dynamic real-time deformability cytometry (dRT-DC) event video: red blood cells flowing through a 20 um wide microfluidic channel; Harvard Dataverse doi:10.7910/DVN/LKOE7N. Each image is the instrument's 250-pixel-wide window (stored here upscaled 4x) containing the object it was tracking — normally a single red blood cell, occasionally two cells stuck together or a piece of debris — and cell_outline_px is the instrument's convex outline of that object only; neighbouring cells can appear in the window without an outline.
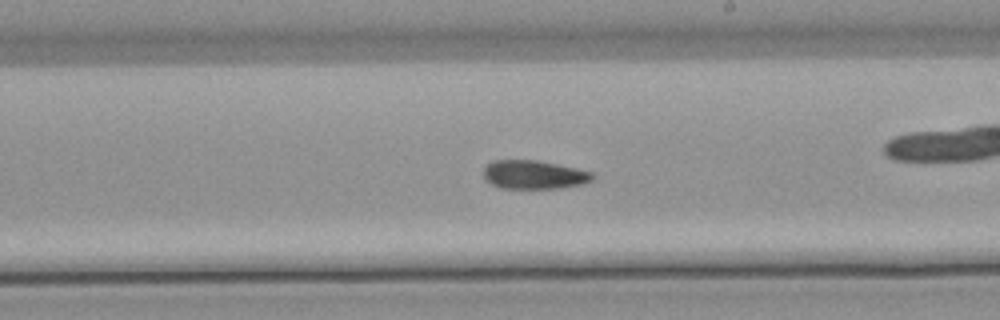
{"species": "common noctule bat (a hibernating species)", "species_latin": "Nyctalus noctula", "temperature_condition": "warm", "stored_images_in_passage": 54, "camera_frame_rate_fps": 3000, "um_per_image_px": 0.085, "animal": {"sex": "male", "body_mass_g": 21.5, "forearm_length_mm": 52.0}, "frame": {"image": 1, "passage_image": 31, "time_ms": 10.0, "image_size_px": [1000, 320], "cell_outline_px": [[596, 176], [592, 180], [584, 184], [560, 188], [500, 188], [492, 184], [484, 176], [484, 168], [488, 164], [496, 160], [536, 160], [576, 168], [592, 172]], "centroid_in_image_um": [45.43, 14.85], "position_along_channel_um": 243.6, "area_um2": 18.09}}
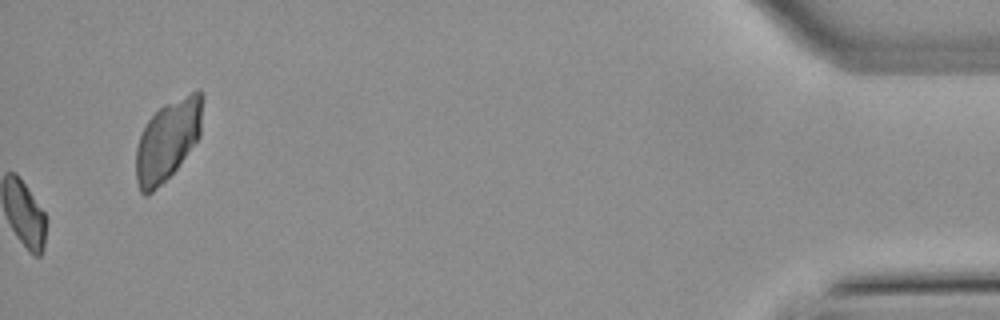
{"frame": {"image": 2, "passage_image": 54, "time_ms": 17.667, "image_size_px": [1000, 320], "cell_outline_px": [[204, 96], [200, 136], [176, 168], [148, 196], [144, 196], [140, 192], [136, 180], [136, 148], [140, 136], [148, 120], [164, 104], [196, 88], [200, 88]], "centroid_in_image_um": [14.28, 11.85], "position_along_channel_um": 420.9, "area_um2": 31.33}, "authors_computed_cell_mechanics": {"area_um2": 18.5538, "velocity_mm_per_s": 3.829, "shape_relaxation_time_tau1_ms": null, "shape_relaxation_time_tau2_ms": 8.0689, "deformation_change_tau1": null, "deformation_change_tau2": 0.1227}}